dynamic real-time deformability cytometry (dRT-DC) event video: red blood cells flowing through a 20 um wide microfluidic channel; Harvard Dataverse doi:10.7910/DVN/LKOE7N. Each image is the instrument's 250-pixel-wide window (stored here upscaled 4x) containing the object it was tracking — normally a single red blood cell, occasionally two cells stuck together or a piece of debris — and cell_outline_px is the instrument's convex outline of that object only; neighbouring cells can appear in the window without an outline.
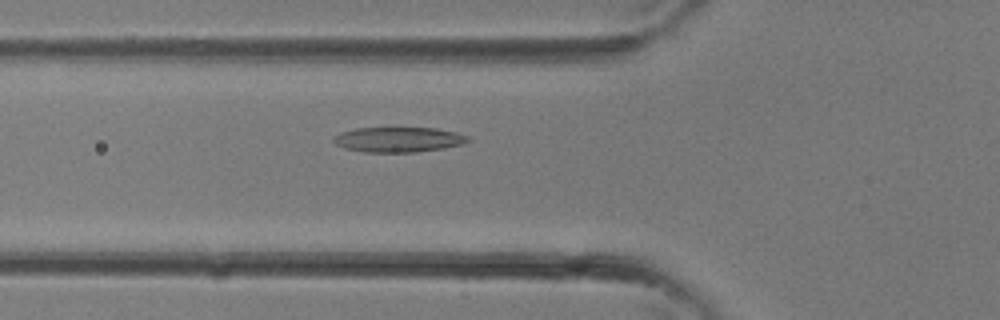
{"species": "common noctule bat (a hibernating species)", "species_latin": "Nyctalus noctula", "temperature_condition": "room temperature", "stored_images_in_passage": 33, "camera_frame_rate_fps": 3000, "um_per_image_px": 0.085, "animal": {"sex": "female"}, "frame": {"image": 1, "passage_image": 12, "time_ms": 3.667, "image_size_px": [1000, 320], "cell_outline_px": [[472, 140], [464, 144], [416, 152], [364, 152], [344, 148], [336, 144], [332, 140], [332, 136], [340, 132], [356, 128], [436, 128], [456, 132], [468, 136]], "centroid_in_image_um": [33.85, 11.86], "position_along_channel_um": 92.0, "area_um2": 19.71}}
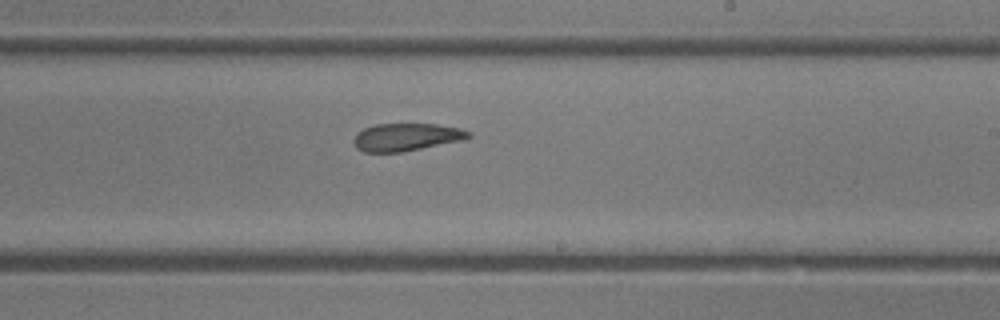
{"frame": {"image": 2, "passage_image": 20, "time_ms": 6.333, "image_size_px": [1000, 320], "cell_outline_px": [[472, 136], [464, 140], [400, 152], [364, 152], [356, 148], [352, 140], [356, 132], [364, 128], [376, 124], [436, 124], [460, 128], [472, 132]], "centroid_in_image_um": [34.53, 11.65], "position_along_channel_um": 254.5, "area_um2": 18.61}}
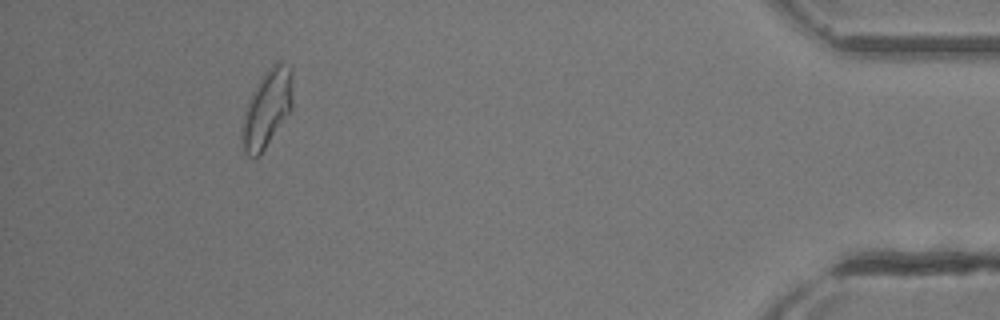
{"frame": {"image": 3, "passage_image": 31, "time_ms": 10.0, "image_size_px": [1000, 320], "cell_outline_px": [[292, 108], [260, 156], [252, 160], [244, 152], [240, 132], [248, 100], [260, 76], [276, 60], [280, 60], [292, 68]], "centroid_in_image_um": [22.68, 9.22], "position_along_channel_um": 412.5, "area_um2": 23.29}}